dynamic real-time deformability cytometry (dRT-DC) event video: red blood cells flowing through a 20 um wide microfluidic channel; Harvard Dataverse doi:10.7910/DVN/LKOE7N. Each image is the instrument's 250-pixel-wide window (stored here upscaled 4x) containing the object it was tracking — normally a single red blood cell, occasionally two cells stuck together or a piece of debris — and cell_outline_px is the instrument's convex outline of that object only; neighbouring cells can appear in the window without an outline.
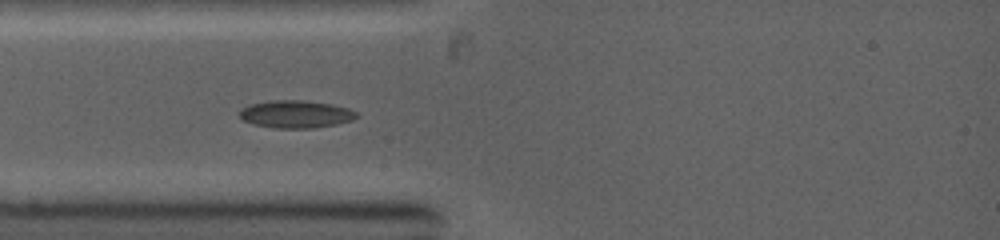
{"species": "common noctule bat (a hibernating species)", "species_latin": "Nyctalus noctula", "temperature_condition": "warm", "stored_images_in_passage": 3, "camera_frame_rate_fps": 5000, "um_per_image_px": 0.085, "animal": {"sex": "female", "body_mass_g": 19.0, "forearm_length_mm": 53.3}, "frame": {"image": 1, "passage_image": 2, "time_ms": 1.0, "image_size_px": [1000, 240], "cell_outline_px": [[356, 116], [352, 120], [336, 124], [312, 128], [276, 128], [256, 124], [244, 120], [240, 116], [240, 112], [248, 104], [272, 100], [304, 100], [332, 104], [348, 108], [356, 112]], "centroid_in_image_um": [25.15, 9.69], "position_along_channel_um": 59.8, "area_um2": 18.55}}